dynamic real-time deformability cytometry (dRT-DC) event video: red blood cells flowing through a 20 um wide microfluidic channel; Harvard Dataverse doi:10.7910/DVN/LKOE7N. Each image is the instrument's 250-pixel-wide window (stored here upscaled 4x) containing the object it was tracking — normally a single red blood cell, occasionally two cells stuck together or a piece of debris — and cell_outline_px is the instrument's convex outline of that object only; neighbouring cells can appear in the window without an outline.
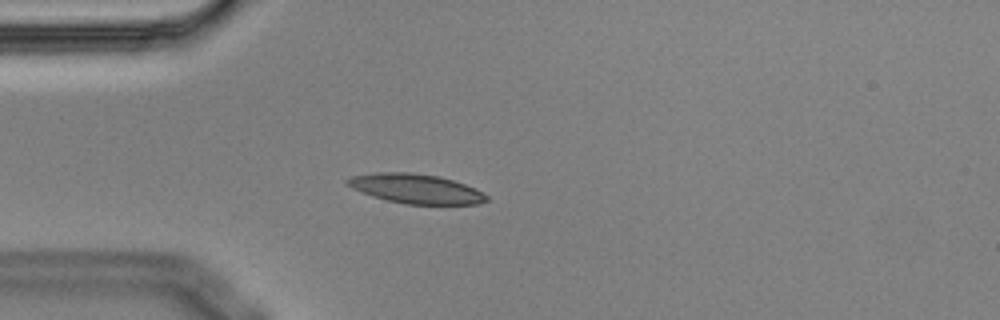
{"species": "Egyptian fruit bat (a non-hibernating species)", "species_latin": "Rousettus aegyptiacus", "temperature_condition": "cold", "stored_images_in_passage": 4, "camera_frame_rate_fps": 3000, "um_per_image_px": 0.085, "animal": {"sex": "male"}, "frame": {"image": 1, "passage_image": 4, "time_ms": 1.0, "image_size_px": [1000, 320], "cell_outline_px": [[488, 200], [480, 204], [404, 204], [372, 196], [352, 188], [344, 184], [344, 180], [352, 176], [376, 172], [412, 172], [440, 176], [476, 188], [488, 196]], "centroid_in_image_um": [35.33, 16.03], "position_along_channel_um": 49.7, "area_um2": 24.04}}